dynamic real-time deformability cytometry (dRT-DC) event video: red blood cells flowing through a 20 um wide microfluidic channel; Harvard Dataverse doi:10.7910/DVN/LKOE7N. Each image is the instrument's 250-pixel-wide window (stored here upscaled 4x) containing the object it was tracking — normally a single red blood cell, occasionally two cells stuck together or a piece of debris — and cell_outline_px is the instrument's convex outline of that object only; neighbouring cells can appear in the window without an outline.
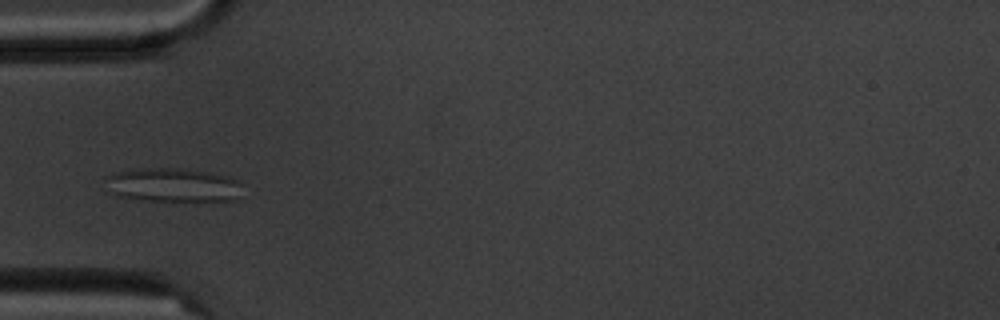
{"species": "common noctule bat (a hibernating species)", "species_latin": "Nyctalus noctula", "temperature_condition": "cold", "stored_images_in_passage": 9, "camera_frame_rate_fps": 3000, "um_per_image_px": 0.085, "animal": {"sex": "male", "body_mass_g": 20.1, "forearm_length_mm": 53.5}, "frame": {"image": 1, "passage_image": 1, "time_ms": 0.0, "image_size_px": [1000, 320], "cell_outline_px": [[244, 196], [236, 200], [140, 200], [120, 196], [104, 192], [104, 176], [112, 172], [132, 168], [180, 168], [208, 172], [228, 176], [236, 180], [240, 184]], "centroid_in_image_um": [14.6, 15.71], "position_along_channel_um": 70.4, "area_um2": 27.74}}
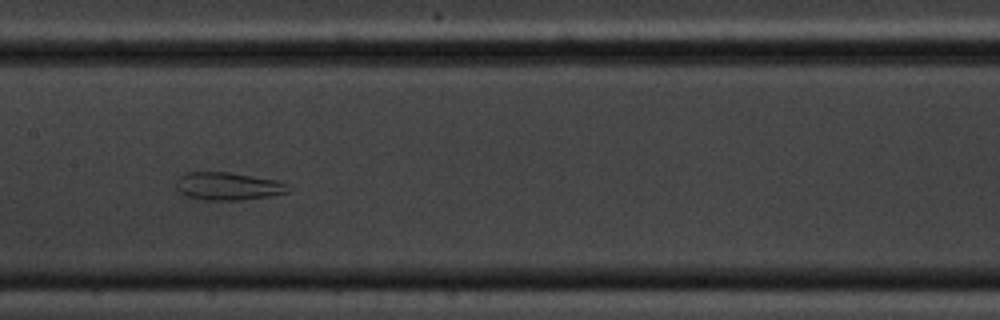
{"frame": {"image": 2, "passage_image": 4, "time_ms": 3.333, "image_size_px": [1000, 320], "cell_outline_px": [[292, 188], [288, 192], [272, 196], [240, 200], [204, 200], [184, 196], [176, 188], [176, 180], [184, 172], [228, 172], [276, 180]], "centroid_in_image_um": [19.34, 15.83], "position_along_channel_um": 188.1, "area_um2": 18.26}}
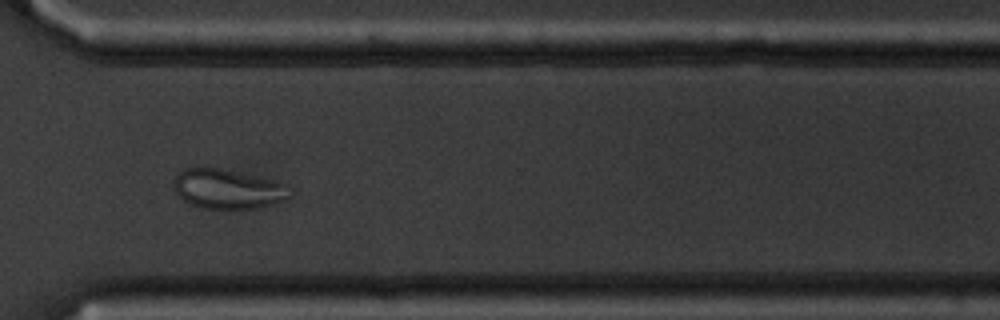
{"frame": {"image": 3, "passage_image": 8, "time_ms": 8.0, "image_size_px": [1000, 320], "cell_outline_px": [[292, 196], [284, 200], [252, 208], [204, 208], [192, 204], [184, 200], [176, 192], [176, 176], [184, 168], [220, 168], [276, 180], [288, 184]], "centroid_in_image_um": [19.42, 16.05], "position_along_channel_um": 351.2, "area_um2": 26.3}}